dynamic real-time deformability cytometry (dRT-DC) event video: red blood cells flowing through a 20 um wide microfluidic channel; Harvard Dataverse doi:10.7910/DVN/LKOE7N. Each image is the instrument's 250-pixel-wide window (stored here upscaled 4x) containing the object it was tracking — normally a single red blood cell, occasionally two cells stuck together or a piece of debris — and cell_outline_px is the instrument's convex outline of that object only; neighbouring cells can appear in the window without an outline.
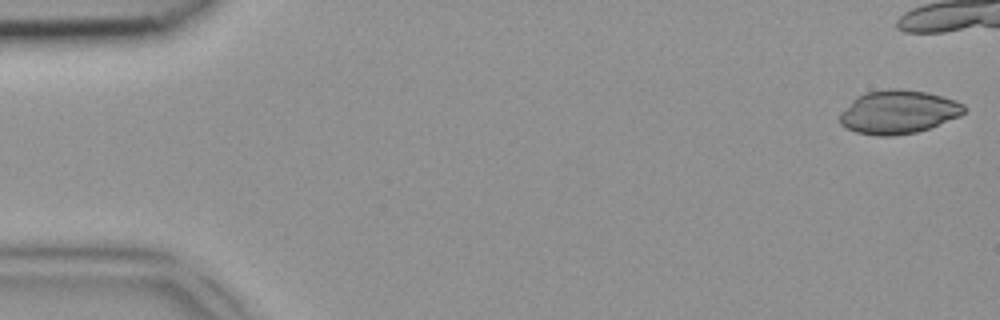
{"species": "common noctule bat (a hibernating species)", "species_latin": "Nyctalus noctula", "temperature_condition": "room temperature", "stored_images_in_passage": 36, "camera_frame_rate_fps": 3000, "um_per_image_px": 0.085, "animal": {"sex": "female", "body_mass_g": 18.4}, "frame": {"image": 1, "passage_image": 1, "time_ms": 0.0, "image_size_px": [1000, 320], "cell_outline_px": [[968, 108], [960, 116], [928, 128], [916, 132], [892, 136], [876, 136], [856, 132], [844, 128], [840, 124], [840, 112], [856, 96], [864, 92], [888, 88], [900, 88], [928, 92], [944, 96], [956, 100], [964, 104]], "centroid_in_image_um": [76.34, 9.5], "position_along_channel_um": 8.7, "area_um2": 31.96}}